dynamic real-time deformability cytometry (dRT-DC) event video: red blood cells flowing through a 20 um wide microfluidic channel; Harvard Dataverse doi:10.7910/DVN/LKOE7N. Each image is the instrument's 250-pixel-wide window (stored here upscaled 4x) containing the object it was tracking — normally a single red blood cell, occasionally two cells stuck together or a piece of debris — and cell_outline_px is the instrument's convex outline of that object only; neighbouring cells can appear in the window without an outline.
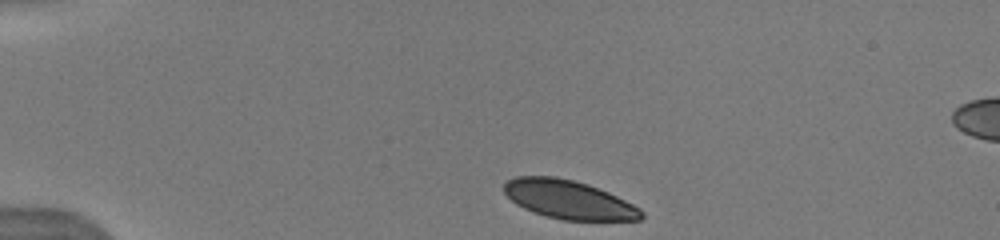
{"species": "human", "species_latin": "Homo sapiens", "temperature_condition": "warm", "stored_images_in_passage": 43, "camera_frame_rate_fps": 3000, "um_per_image_px": 0.085, "donor": {"sex": "male"}, "frame": {"image": 1, "passage_image": 1, "time_ms": 0.0, "image_size_px": [1000, 240], "cell_outline_px": [[644, 216], [640, 220], [560, 220], [532, 212], [516, 204], [504, 192], [504, 184], [508, 180], [516, 176], [556, 176], [588, 184], [608, 192], [640, 208], [644, 212]], "centroid_in_image_um": [48.33, 16.97], "position_along_channel_um": 36.7, "area_um2": 30.87}}